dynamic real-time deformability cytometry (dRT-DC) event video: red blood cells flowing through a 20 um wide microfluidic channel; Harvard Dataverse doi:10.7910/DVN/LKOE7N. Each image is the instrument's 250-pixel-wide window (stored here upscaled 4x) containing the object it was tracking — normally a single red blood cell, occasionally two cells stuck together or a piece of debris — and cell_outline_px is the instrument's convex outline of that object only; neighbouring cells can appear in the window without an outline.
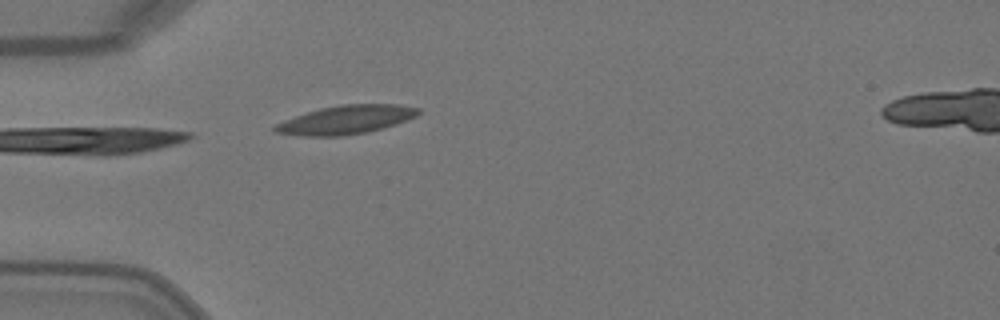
{"species": "Egyptian fruit bat (a non-hibernating species)", "species_latin": "Rousettus aegyptiacus", "temperature_condition": "warm", "stored_images_in_passage": 4, "camera_frame_rate_fps": 3000, "um_per_image_px": 0.085, "animal": {"sex": "female"}, "frame": {"image": 1, "passage_image": 3, "time_ms": 0.667, "image_size_px": [1000, 320], "cell_outline_px": [[420, 112], [416, 116], [396, 124], [368, 132], [340, 136], [300, 136], [272, 132], [272, 128], [276, 124], [284, 120], [320, 108], [340, 104], [396, 104], [420, 108]], "centroid_in_image_um": [29.39, 10.18], "position_along_channel_um": 55.6, "area_um2": 23.93}}